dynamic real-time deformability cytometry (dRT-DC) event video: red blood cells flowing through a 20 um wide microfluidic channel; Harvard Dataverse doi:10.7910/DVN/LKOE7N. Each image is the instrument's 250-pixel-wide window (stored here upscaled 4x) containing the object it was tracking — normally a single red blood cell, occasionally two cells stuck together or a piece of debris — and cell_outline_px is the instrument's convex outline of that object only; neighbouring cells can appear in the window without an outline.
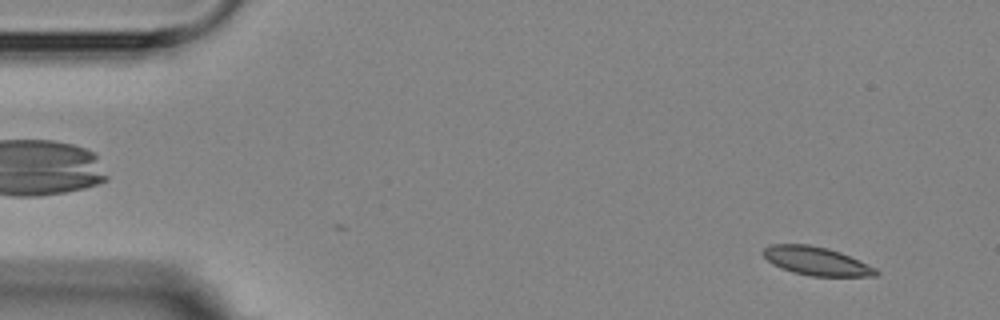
{"species": "Egyptian fruit bat (a non-hibernating species)", "species_latin": "Rousettus aegyptiacus", "temperature_condition": "room temperature", "stored_images_in_passage": 4, "camera_frame_rate_fps": 3000, "um_per_image_px": 0.085, "animal": {"sex": "female"}, "frame": {"image": 1, "passage_image": 1, "time_ms": 0.0, "image_size_px": [1000, 320], "cell_outline_px": [[880, 272], [876, 276], [812, 276], [792, 272], [780, 268], [772, 264], [764, 256], [764, 248], [772, 244], [808, 244], [828, 248], [840, 252], [876, 268]], "centroid_in_image_um": [69.39, 22.19], "position_along_channel_um": 15.6, "area_um2": 18.61}}